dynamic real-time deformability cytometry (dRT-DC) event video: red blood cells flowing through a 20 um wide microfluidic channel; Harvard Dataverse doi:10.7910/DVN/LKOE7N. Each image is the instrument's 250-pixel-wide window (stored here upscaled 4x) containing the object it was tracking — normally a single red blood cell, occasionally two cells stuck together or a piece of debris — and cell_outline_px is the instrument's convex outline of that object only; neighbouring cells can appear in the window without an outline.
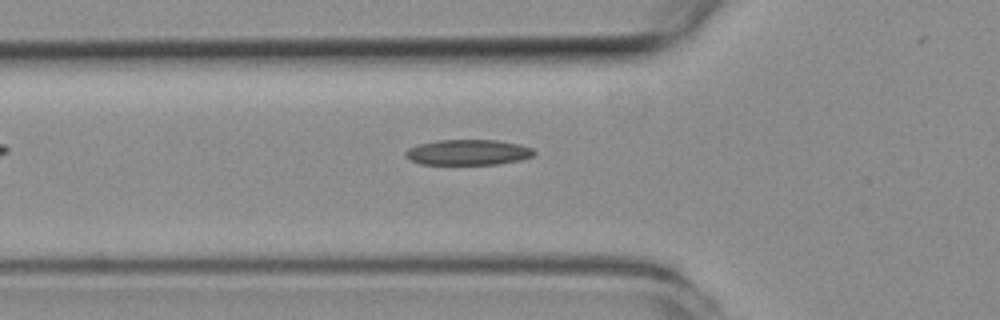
{"species": "common noctule bat (a hibernating species)", "species_latin": "Nyctalus noctula", "temperature_condition": "room temperature", "stored_images_in_passage": 35, "camera_frame_rate_fps": 3000, "um_per_image_px": 0.085, "animal": {"sex": "female", "body_mass_g": 19.3, "forearm_length_mm": 54.1}, "frame": {"image": 1, "passage_image": 3, "time_ms": 0.667, "image_size_px": [1000, 320], "cell_outline_px": [[536, 152], [532, 156], [520, 160], [496, 164], [420, 164], [404, 156], [404, 152], [408, 148], [420, 144], [440, 140], [496, 140], [520, 144], [532, 148]], "centroid_in_image_um": [39.79, 12.94], "position_along_channel_um": 86.0, "area_um2": 19.02}}
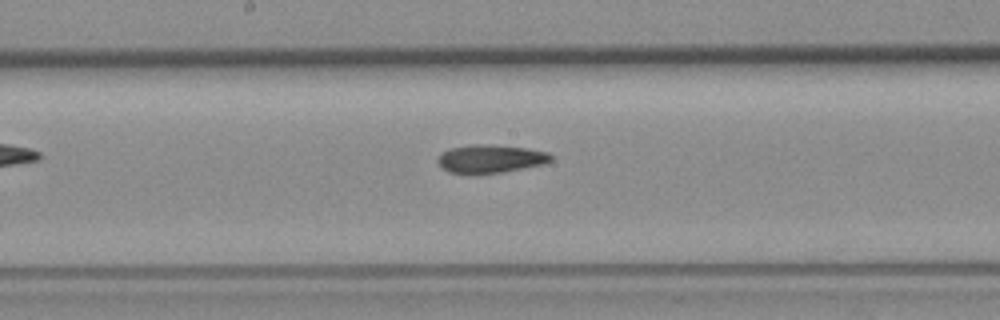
{"frame": {"image": 2, "passage_image": 12, "time_ms": 3.667, "image_size_px": [1000, 320], "cell_outline_px": [[552, 160], [544, 164], [524, 168], [500, 172], [472, 176], [448, 172], [440, 168], [436, 160], [440, 152], [448, 148], [472, 144], [480, 144], [524, 148], [548, 152], [552, 156]], "centroid_in_image_um": [41.58, 13.53], "position_along_channel_um": 206.6, "area_um2": 19.07}}
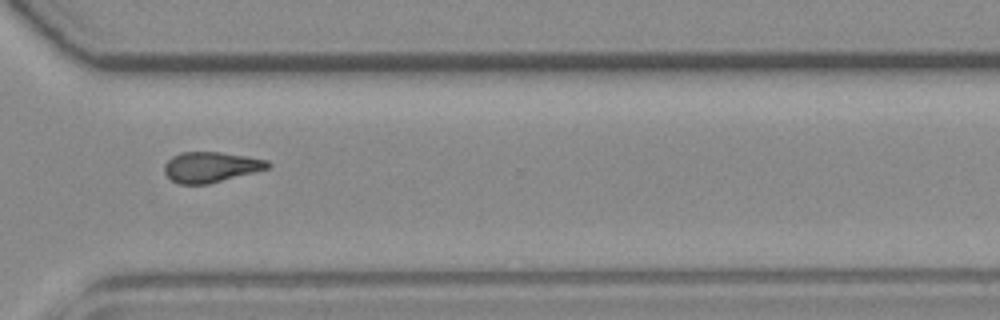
{"frame": {"image": 3, "passage_image": 23, "time_ms": 7.333, "image_size_px": [1000, 320], "cell_outline_px": [[272, 164], [268, 168], [208, 184], [180, 184], [172, 180], [164, 172], [164, 164], [172, 156], [180, 152], [220, 152], [268, 160]], "centroid_in_image_um": [17.89, 14.19], "position_along_channel_um": 352.7, "area_um2": 18.15}, "authors_computed_cell_mechanics": {"area_um2": 18.4382, "velocity_mm_per_s": 3.9946, "shape_relaxation_time_tau1_ms": 8.5485, "shape_relaxation_time_tau2_ms": 6.9352, "deformation_change_tau1": 0.2029, "deformation_change_tau2": 0.1832}}